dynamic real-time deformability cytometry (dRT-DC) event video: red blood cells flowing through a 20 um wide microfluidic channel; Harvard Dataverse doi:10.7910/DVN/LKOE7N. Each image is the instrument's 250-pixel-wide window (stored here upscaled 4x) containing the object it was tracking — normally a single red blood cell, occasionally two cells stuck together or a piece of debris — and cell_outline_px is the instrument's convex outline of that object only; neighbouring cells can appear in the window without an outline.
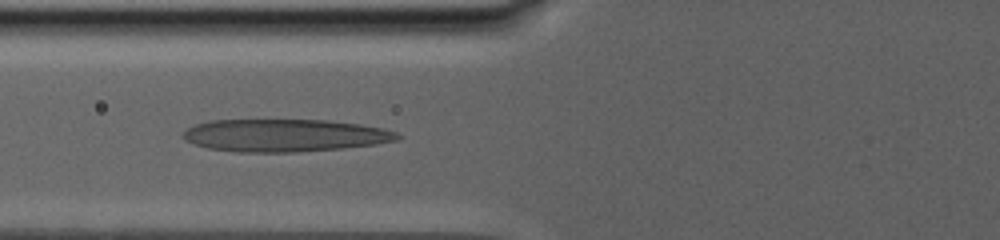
{"species": "human", "species_latin": "Homo sapiens", "temperature_condition": "warm", "stored_images_in_passage": 43, "camera_frame_rate_fps": 3000, "um_per_image_px": 0.085, "donor": {"sex": "male"}, "frame": {"image": 1, "passage_image": 14, "time_ms": 11.0, "image_size_px": [1000, 240], "cell_outline_px": [[400, 136], [396, 140], [372, 144], [344, 148], [300, 152], [236, 152], [208, 148], [192, 144], [184, 140], [180, 136], [188, 128], [196, 124], [208, 120], [328, 120], [360, 124], [384, 128], [396, 132]], "centroid_in_image_um": [24.14, 11.51], "position_along_channel_um": 101.7, "area_um2": 40.81}}
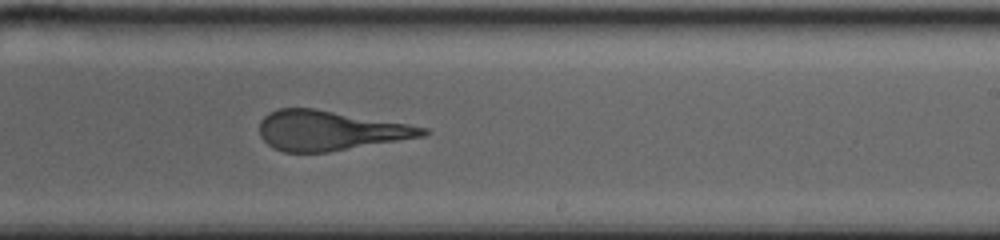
{"frame": {"image": 2, "passage_image": 26, "time_ms": 16.667, "image_size_px": [1000, 240], "cell_outline_px": [[428, 132], [424, 136], [328, 152], [284, 152], [272, 148], [260, 136], [260, 120], [264, 116], [276, 108], [312, 108], [408, 124], [428, 128]], "centroid_in_image_um": [27.99, 11.1], "position_along_channel_um": 261.0, "area_um2": 37.51}}
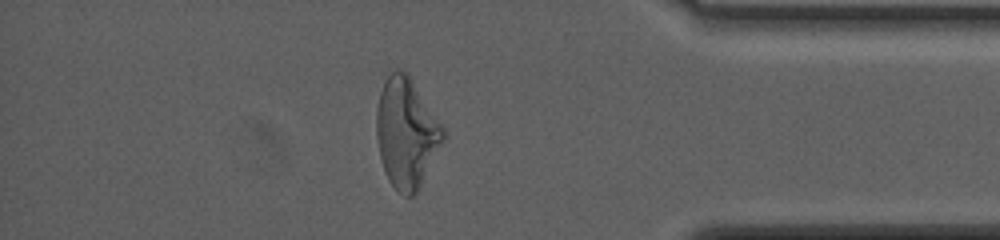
{"frame": {"image": 3, "passage_image": 38, "time_ms": 22.333, "image_size_px": [1000, 240], "cell_outline_px": [[444, 136], [416, 192], [412, 196], [404, 196], [396, 192], [388, 180], [384, 172], [380, 160], [376, 136], [376, 108], [380, 92], [388, 76], [396, 68], [408, 72], [444, 128]], "centroid_in_image_um": [34.49, 11.28], "position_along_channel_um": 400.7, "area_um2": 42.25}, "authors_computed_cell_mechanics": {"area_um2": 42.194, "velocity_mm_per_s": 2.8077, "shape_relaxation_time_tau1_ms": null, "shape_relaxation_time_tau2_ms": 1.5283, "deformation_change_tau1": null, "deformation_change_tau2": 0.1331}}